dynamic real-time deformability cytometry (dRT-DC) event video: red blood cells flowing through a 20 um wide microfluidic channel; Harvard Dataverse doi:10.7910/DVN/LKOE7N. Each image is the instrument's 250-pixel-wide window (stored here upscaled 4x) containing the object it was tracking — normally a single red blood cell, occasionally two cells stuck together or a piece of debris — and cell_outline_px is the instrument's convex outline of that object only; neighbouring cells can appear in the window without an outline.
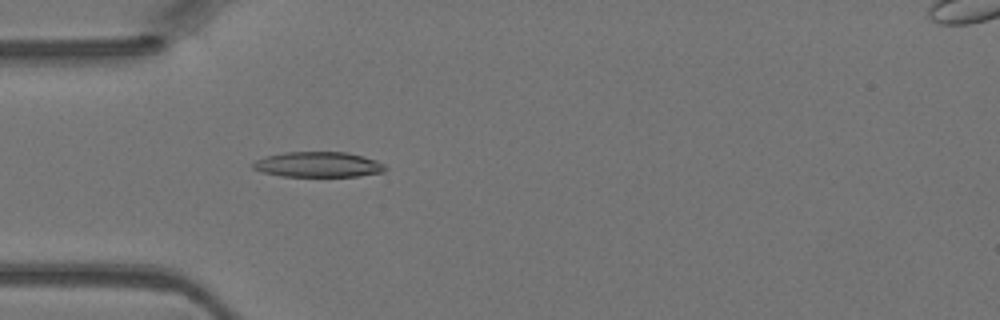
{"species": "Egyptian fruit bat (a non-hibernating species)", "species_latin": "Rousettus aegyptiacus", "temperature_condition": "warm", "stored_images_in_passage": 46, "camera_frame_rate_fps": 3000, "um_per_image_px": 0.085, "animal": {"sex": "female"}, "frame": {"image": 1, "passage_image": 14, "time_ms": 4.333, "image_size_px": [1000, 320], "cell_outline_px": [[388, 168], [384, 172], [356, 176], [280, 176], [260, 172], [252, 168], [252, 164], [256, 160], [268, 156], [284, 152], [348, 152], [364, 156], [376, 160], [384, 164]], "centroid_in_image_um": [27.06, 13.98], "position_along_channel_um": 57.9, "area_um2": 19.59}}
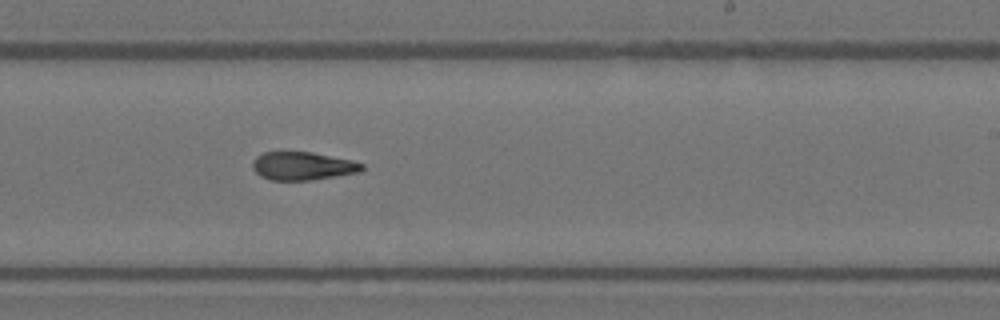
{"frame": {"image": 2, "passage_image": 28, "time_ms": 9.0, "image_size_px": [1000, 320], "cell_outline_px": [[364, 168], [360, 172], [312, 180], [268, 180], [260, 176], [252, 168], [252, 160], [256, 156], [264, 152], [312, 152], [352, 160], [364, 164]], "centroid_in_image_um": [25.71, 14.11], "position_along_channel_um": 263.3, "area_um2": 18.09}}
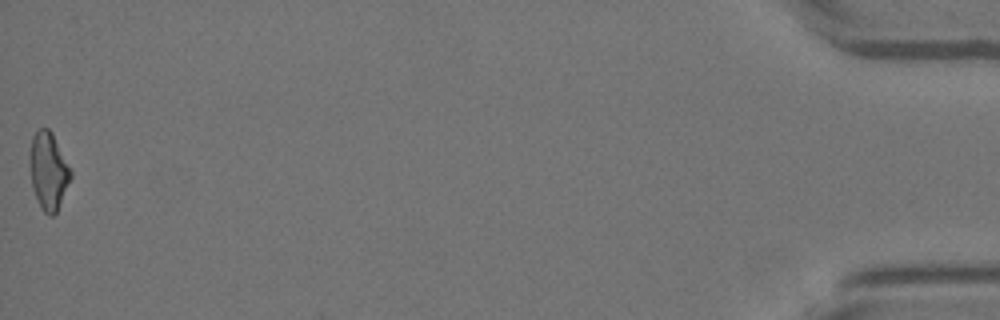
{"frame": {"image": 3, "passage_image": 46, "time_ms": 15.0, "image_size_px": [1000, 320], "cell_outline_px": [[72, 176], [56, 212], [52, 216], [48, 216], [44, 212], [32, 188], [28, 160], [32, 136], [40, 128], [48, 128], [52, 132], [72, 172]], "centroid_in_image_um": [4.09, 14.5], "position_along_channel_um": 431.1, "area_um2": 18.38}}